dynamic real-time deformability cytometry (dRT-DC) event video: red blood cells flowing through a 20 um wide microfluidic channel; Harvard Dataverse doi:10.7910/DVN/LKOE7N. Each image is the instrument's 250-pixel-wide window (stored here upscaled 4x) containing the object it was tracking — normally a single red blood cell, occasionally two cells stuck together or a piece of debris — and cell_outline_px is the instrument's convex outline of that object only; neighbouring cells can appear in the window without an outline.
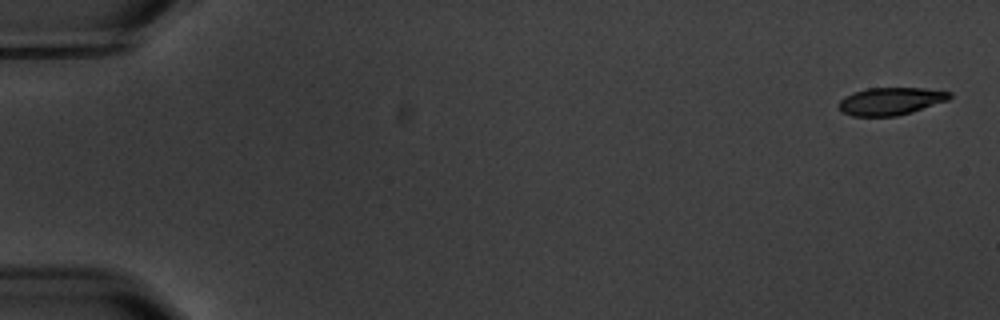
{"species": "common noctule bat (a hibernating species)", "species_latin": "Nyctalus noctula", "temperature_condition": "warm", "stored_images_in_passage": 6, "segment_of_instrument_passage": [1, 2], "camera_frame_rate_fps": 3000, "um_per_image_px": 0.085, "animal": {"sex": "male", "body_mass_g": 20.1, "forearm_length_mm": 53.5}, "frame": {"image": 1, "passage_image": 1, "time_ms": 0.0, "image_size_px": [1000, 320], "cell_outline_px": [[952, 96], [948, 100], [912, 112], [896, 116], [852, 116], [840, 112], [836, 104], [844, 96], [852, 92], [868, 88], [924, 88], [952, 92]], "centroid_in_image_um": [75.66, 8.6], "position_along_channel_um": 9.3, "area_um2": 18.03}}
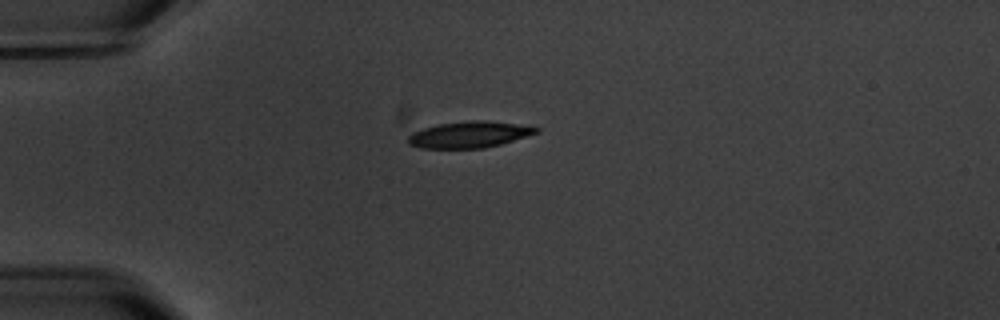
{"frame": {"image": 2, "passage_image": 5, "time_ms": 4.667, "image_size_px": [1000, 320], "cell_outline_px": [[540, 132], [500, 144], [484, 148], [420, 148], [408, 144], [408, 136], [412, 132], [424, 128], [440, 124], [472, 120], [484, 120], [516, 124], [540, 128]], "centroid_in_image_um": [39.87, 11.44], "position_along_channel_um": 45.1, "area_um2": 19.48}}